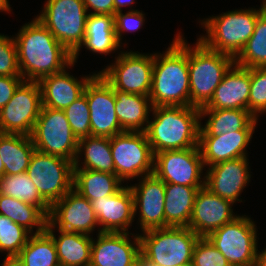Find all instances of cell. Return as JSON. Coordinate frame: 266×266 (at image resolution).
Instances as JSON below:
<instances>
[{
  "label": "cell",
  "instance_id": "ba28073f",
  "mask_svg": "<svg viewBox=\"0 0 266 266\" xmlns=\"http://www.w3.org/2000/svg\"><path fill=\"white\" fill-rule=\"evenodd\" d=\"M248 216H237L211 232L207 238L223 254L231 266H256L257 229Z\"/></svg>",
  "mask_w": 266,
  "mask_h": 266
},
{
  "label": "cell",
  "instance_id": "f907efd6",
  "mask_svg": "<svg viewBox=\"0 0 266 266\" xmlns=\"http://www.w3.org/2000/svg\"><path fill=\"white\" fill-rule=\"evenodd\" d=\"M5 175V167L0 156V178Z\"/></svg>",
  "mask_w": 266,
  "mask_h": 266
},
{
  "label": "cell",
  "instance_id": "d590c367",
  "mask_svg": "<svg viewBox=\"0 0 266 266\" xmlns=\"http://www.w3.org/2000/svg\"><path fill=\"white\" fill-rule=\"evenodd\" d=\"M234 60L245 68L266 67V9L258 16L252 36Z\"/></svg>",
  "mask_w": 266,
  "mask_h": 266
},
{
  "label": "cell",
  "instance_id": "7a4b0ae2",
  "mask_svg": "<svg viewBox=\"0 0 266 266\" xmlns=\"http://www.w3.org/2000/svg\"><path fill=\"white\" fill-rule=\"evenodd\" d=\"M179 32L162 54H154L150 101L156 106H190L188 43Z\"/></svg>",
  "mask_w": 266,
  "mask_h": 266
},
{
  "label": "cell",
  "instance_id": "8d00e7d4",
  "mask_svg": "<svg viewBox=\"0 0 266 266\" xmlns=\"http://www.w3.org/2000/svg\"><path fill=\"white\" fill-rule=\"evenodd\" d=\"M30 235L23 226L0 214V252H7L6 257H16Z\"/></svg>",
  "mask_w": 266,
  "mask_h": 266
},
{
  "label": "cell",
  "instance_id": "7bdbcfd3",
  "mask_svg": "<svg viewBox=\"0 0 266 266\" xmlns=\"http://www.w3.org/2000/svg\"><path fill=\"white\" fill-rule=\"evenodd\" d=\"M23 81L22 76H0V110L13 97L15 90Z\"/></svg>",
  "mask_w": 266,
  "mask_h": 266
},
{
  "label": "cell",
  "instance_id": "bcb514c9",
  "mask_svg": "<svg viewBox=\"0 0 266 266\" xmlns=\"http://www.w3.org/2000/svg\"><path fill=\"white\" fill-rule=\"evenodd\" d=\"M135 266H157V265H155L153 262H151L148 258H146L140 253L136 259Z\"/></svg>",
  "mask_w": 266,
  "mask_h": 266
},
{
  "label": "cell",
  "instance_id": "83f0119b",
  "mask_svg": "<svg viewBox=\"0 0 266 266\" xmlns=\"http://www.w3.org/2000/svg\"><path fill=\"white\" fill-rule=\"evenodd\" d=\"M85 48L93 53L110 54L121 46L116 38L114 16L88 14L85 37L81 47L73 54V62L77 63L80 49Z\"/></svg>",
  "mask_w": 266,
  "mask_h": 266
},
{
  "label": "cell",
  "instance_id": "30bf717a",
  "mask_svg": "<svg viewBox=\"0 0 266 266\" xmlns=\"http://www.w3.org/2000/svg\"><path fill=\"white\" fill-rule=\"evenodd\" d=\"M73 169L72 161L35 150L26 173L41 197L52 206L73 188Z\"/></svg>",
  "mask_w": 266,
  "mask_h": 266
},
{
  "label": "cell",
  "instance_id": "5bb4252c",
  "mask_svg": "<svg viewBox=\"0 0 266 266\" xmlns=\"http://www.w3.org/2000/svg\"><path fill=\"white\" fill-rule=\"evenodd\" d=\"M203 159L199 147L165 150L154 154L153 174L164 183L204 187Z\"/></svg>",
  "mask_w": 266,
  "mask_h": 266
},
{
  "label": "cell",
  "instance_id": "b9f144b4",
  "mask_svg": "<svg viewBox=\"0 0 266 266\" xmlns=\"http://www.w3.org/2000/svg\"><path fill=\"white\" fill-rule=\"evenodd\" d=\"M145 15L140 10H129L127 13L117 12L114 15L115 33L118 43L121 45L122 33L140 29L145 21Z\"/></svg>",
  "mask_w": 266,
  "mask_h": 266
},
{
  "label": "cell",
  "instance_id": "7dc6e473",
  "mask_svg": "<svg viewBox=\"0 0 266 266\" xmlns=\"http://www.w3.org/2000/svg\"><path fill=\"white\" fill-rule=\"evenodd\" d=\"M2 266H23V264L17 259V257H5Z\"/></svg>",
  "mask_w": 266,
  "mask_h": 266
},
{
  "label": "cell",
  "instance_id": "d6986e66",
  "mask_svg": "<svg viewBox=\"0 0 266 266\" xmlns=\"http://www.w3.org/2000/svg\"><path fill=\"white\" fill-rule=\"evenodd\" d=\"M247 157L219 162L205 172V187L212 193L233 204L250 182L251 174Z\"/></svg>",
  "mask_w": 266,
  "mask_h": 266
},
{
  "label": "cell",
  "instance_id": "52a82bcc",
  "mask_svg": "<svg viewBox=\"0 0 266 266\" xmlns=\"http://www.w3.org/2000/svg\"><path fill=\"white\" fill-rule=\"evenodd\" d=\"M38 19L73 55L83 44L88 16L82 0H47Z\"/></svg>",
  "mask_w": 266,
  "mask_h": 266
},
{
  "label": "cell",
  "instance_id": "60d3db41",
  "mask_svg": "<svg viewBox=\"0 0 266 266\" xmlns=\"http://www.w3.org/2000/svg\"><path fill=\"white\" fill-rule=\"evenodd\" d=\"M0 76H21L13 37L0 34Z\"/></svg>",
  "mask_w": 266,
  "mask_h": 266
},
{
  "label": "cell",
  "instance_id": "8992f818",
  "mask_svg": "<svg viewBox=\"0 0 266 266\" xmlns=\"http://www.w3.org/2000/svg\"><path fill=\"white\" fill-rule=\"evenodd\" d=\"M140 253L157 266H181L192 262L199 236L189 227H164L140 233Z\"/></svg>",
  "mask_w": 266,
  "mask_h": 266
},
{
  "label": "cell",
  "instance_id": "ac0fdd59",
  "mask_svg": "<svg viewBox=\"0 0 266 266\" xmlns=\"http://www.w3.org/2000/svg\"><path fill=\"white\" fill-rule=\"evenodd\" d=\"M102 232L92 239L89 266H135L140 254L139 234Z\"/></svg>",
  "mask_w": 266,
  "mask_h": 266
},
{
  "label": "cell",
  "instance_id": "44dd1931",
  "mask_svg": "<svg viewBox=\"0 0 266 266\" xmlns=\"http://www.w3.org/2000/svg\"><path fill=\"white\" fill-rule=\"evenodd\" d=\"M90 202L98 224L102 226L98 229V234L128 233V228L135 218L133 195L128 185H123L115 194Z\"/></svg>",
  "mask_w": 266,
  "mask_h": 266
},
{
  "label": "cell",
  "instance_id": "f546056e",
  "mask_svg": "<svg viewBox=\"0 0 266 266\" xmlns=\"http://www.w3.org/2000/svg\"><path fill=\"white\" fill-rule=\"evenodd\" d=\"M122 180L113 173L89 169H73V189L89 201L115 194L122 187Z\"/></svg>",
  "mask_w": 266,
  "mask_h": 266
},
{
  "label": "cell",
  "instance_id": "836d02e7",
  "mask_svg": "<svg viewBox=\"0 0 266 266\" xmlns=\"http://www.w3.org/2000/svg\"><path fill=\"white\" fill-rule=\"evenodd\" d=\"M23 266H57L59 260L53 238L46 232L31 234L16 256Z\"/></svg>",
  "mask_w": 266,
  "mask_h": 266
},
{
  "label": "cell",
  "instance_id": "ab89813d",
  "mask_svg": "<svg viewBox=\"0 0 266 266\" xmlns=\"http://www.w3.org/2000/svg\"><path fill=\"white\" fill-rule=\"evenodd\" d=\"M191 263L194 266H231L207 237H199L195 243Z\"/></svg>",
  "mask_w": 266,
  "mask_h": 266
},
{
  "label": "cell",
  "instance_id": "f35d334b",
  "mask_svg": "<svg viewBox=\"0 0 266 266\" xmlns=\"http://www.w3.org/2000/svg\"><path fill=\"white\" fill-rule=\"evenodd\" d=\"M249 112L258 119L266 112V67L250 68Z\"/></svg>",
  "mask_w": 266,
  "mask_h": 266
},
{
  "label": "cell",
  "instance_id": "4316f807",
  "mask_svg": "<svg viewBox=\"0 0 266 266\" xmlns=\"http://www.w3.org/2000/svg\"><path fill=\"white\" fill-rule=\"evenodd\" d=\"M45 231L53 238L62 266H89L93 237L59 229L57 231L60 235L56 237L55 227L49 221Z\"/></svg>",
  "mask_w": 266,
  "mask_h": 266
},
{
  "label": "cell",
  "instance_id": "e0dca14e",
  "mask_svg": "<svg viewBox=\"0 0 266 266\" xmlns=\"http://www.w3.org/2000/svg\"><path fill=\"white\" fill-rule=\"evenodd\" d=\"M134 200V215L142 232L165 227V183L154 174L143 176L140 182L129 186Z\"/></svg>",
  "mask_w": 266,
  "mask_h": 266
},
{
  "label": "cell",
  "instance_id": "816d5d0a",
  "mask_svg": "<svg viewBox=\"0 0 266 266\" xmlns=\"http://www.w3.org/2000/svg\"><path fill=\"white\" fill-rule=\"evenodd\" d=\"M181 266H194L192 263H187V264H184V265H181Z\"/></svg>",
  "mask_w": 266,
  "mask_h": 266
},
{
  "label": "cell",
  "instance_id": "7402d4cb",
  "mask_svg": "<svg viewBox=\"0 0 266 266\" xmlns=\"http://www.w3.org/2000/svg\"><path fill=\"white\" fill-rule=\"evenodd\" d=\"M250 68L233 64L215 89L210 101L200 109H243L249 111Z\"/></svg>",
  "mask_w": 266,
  "mask_h": 266
},
{
  "label": "cell",
  "instance_id": "3957f363",
  "mask_svg": "<svg viewBox=\"0 0 266 266\" xmlns=\"http://www.w3.org/2000/svg\"><path fill=\"white\" fill-rule=\"evenodd\" d=\"M145 134L153 154L198 146L200 108L195 106H156L151 110Z\"/></svg>",
  "mask_w": 266,
  "mask_h": 266
},
{
  "label": "cell",
  "instance_id": "8fae6325",
  "mask_svg": "<svg viewBox=\"0 0 266 266\" xmlns=\"http://www.w3.org/2000/svg\"><path fill=\"white\" fill-rule=\"evenodd\" d=\"M115 174L123 181L153 174L154 154L145 132L124 131L110 138Z\"/></svg>",
  "mask_w": 266,
  "mask_h": 266
},
{
  "label": "cell",
  "instance_id": "2e32d148",
  "mask_svg": "<svg viewBox=\"0 0 266 266\" xmlns=\"http://www.w3.org/2000/svg\"><path fill=\"white\" fill-rule=\"evenodd\" d=\"M48 221L59 230L89 236L99 225L91 202L73 188L51 206Z\"/></svg>",
  "mask_w": 266,
  "mask_h": 266
},
{
  "label": "cell",
  "instance_id": "e575fe53",
  "mask_svg": "<svg viewBox=\"0 0 266 266\" xmlns=\"http://www.w3.org/2000/svg\"><path fill=\"white\" fill-rule=\"evenodd\" d=\"M0 194L19 199L22 202L38 206L49 216L51 206L41 197L37 187L28 174H7L0 178Z\"/></svg>",
  "mask_w": 266,
  "mask_h": 266
},
{
  "label": "cell",
  "instance_id": "5b68a950",
  "mask_svg": "<svg viewBox=\"0 0 266 266\" xmlns=\"http://www.w3.org/2000/svg\"><path fill=\"white\" fill-rule=\"evenodd\" d=\"M195 45L194 48L188 45L190 106L202 108L235 60L231 55L207 48L199 39Z\"/></svg>",
  "mask_w": 266,
  "mask_h": 266
},
{
  "label": "cell",
  "instance_id": "4dcf8cb0",
  "mask_svg": "<svg viewBox=\"0 0 266 266\" xmlns=\"http://www.w3.org/2000/svg\"><path fill=\"white\" fill-rule=\"evenodd\" d=\"M34 151L31 136L0 133V156L5 167V175L25 173Z\"/></svg>",
  "mask_w": 266,
  "mask_h": 266
},
{
  "label": "cell",
  "instance_id": "603a6c76",
  "mask_svg": "<svg viewBox=\"0 0 266 266\" xmlns=\"http://www.w3.org/2000/svg\"><path fill=\"white\" fill-rule=\"evenodd\" d=\"M87 75L78 80L67 72L66 68L58 73L41 78L42 106L64 110L84 94L88 82L96 75Z\"/></svg>",
  "mask_w": 266,
  "mask_h": 266
},
{
  "label": "cell",
  "instance_id": "f6af8a7d",
  "mask_svg": "<svg viewBox=\"0 0 266 266\" xmlns=\"http://www.w3.org/2000/svg\"><path fill=\"white\" fill-rule=\"evenodd\" d=\"M135 1L134 0H114V9L115 13L117 12H122V7L124 6H130L133 4Z\"/></svg>",
  "mask_w": 266,
  "mask_h": 266
},
{
  "label": "cell",
  "instance_id": "9a60e30c",
  "mask_svg": "<svg viewBox=\"0 0 266 266\" xmlns=\"http://www.w3.org/2000/svg\"><path fill=\"white\" fill-rule=\"evenodd\" d=\"M84 94L90 111L91 136L113 137L124 132L116 116L114 88L97 73Z\"/></svg>",
  "mask_w": 266,
  "mask_h": 266
},
{
  "label": "cell",
  "instance_id": "277c9868",
  "mask_svg": "<svg viewBox=\"0 0 266 266\" xmlns=\"http://www.w3.org/2000/svg\"><path fill=\"white\" fill-rule=\"evenodd\" d=\"M266 9L263 0L259 9L228 11L202 20L207 35L198 38L207 48L236 57L252 36L258 16Z\"/></svg>",
  "mask_w": 266,
  "mask_h": 266
},
{
  "label": "cell",
  "instance_id": "cb8c5ba5",
  "mask_svg": "<svg viewBox=\"0 0 266 266\" xmlns=\"http://www.w3.org/2000/svg\"><path fill=\"white\" fill-rule=\"evenodd\" d=\"M254 131H235L220 136H199L198 147L205 166L247 157L249 142Z\"/></svg>",
  "mask_w": 266,
  "mask_h": 266
},
{
  "label": "cell",
  "instance_id": "f1b7e54d",
  "mask_svg": "<svg viewBox=\"0 0 266 266\" xmlns=\"http://www.w3.org/2000/svg\"><path fill=\"white\" fill-rule=\"evenodd\" d=\"M202 187L165 183V227H188L195 197Z\"/></svg>",
  "mask_w": 266,
  "mask_h": 266
},
{
  "label": "cell",
  "instance_id": "74e56055",
  "mask_svg": "<svg viewBox=\"0 0 266 266\" xmlns=\"http://www.w3.org/2000/svg\"><path fill=\"white\" fill-rule=\"evenodd\" d=\"M63 111L73 134L78 139L91 136L90 111L85 94L75 100Z\"/></svg>",
  "mask_w": 266,
  "mask_h": 266
},
{
  "label": "cell",
  "instance_id": "681fc988",
  "mask_svg": "<svg viewBox=\"0 0 266 266\" xmlns=\"http://www.w3.org/2000/svg\"><path fill=\"white\" fill-rule=\"evenodd\" d=\"M9 0H0V12H6L9 13L11 12V7L10 4L8 2Z\"/></svg>",
  "mask_w": 266,
  "mask_h": 266
},
{
  "label": "cell",
  "instance_id": "6da1fadb",
  "mask_svg": "<svg viewBox=\"0 0 266 266\" xmlns=\"http://www.w3.org/2000/svg\"><path fill=\"white\" fill-rule=\"evenodd\" d=\"M13 38L24 81H39L75 65L73 55L36 18L25 23Z\"/></svg>",
  "mask_w": 266,
  "mask_h": 266
},
{
  "label": "cell",
  "instance_id": "d4e9b609",
  "mask_svg": "<svg viewBox=\"0 0 266 266\" xmlns=\"http://www.w3.org/2000/svg\"><path fill=\"white\" fill-rule=\"evenodd\" d=\"M208 116L205 125H200L199 136H220L235 131H255L257 118L243 109H200V120Z\"/></svg>",
  "mask_w": 266,
  "mask_h": 266
},
{
  "label": "cell",
  "instance_id": "4fadbf2b",
  "mask_svg": "<svg viewBox=\"0 0 266 266\" xmlns=\"http://www.w3.org/2000/svg\"><path fill=\"white\" fill-rule=\"evenodd\" d=\"M41 107L38 81H23L0 110V133L31 136Z\"/></svg>",
  "mask_w": 266,
  "mask_h": 266
},
{
  "label": "cell",
  "instance_id": "1f68e13d",
  "mask_svg": "<svg viewBox=\"0 0 266 266\" xmlns=\"http://www.w3.org/2000/svg\"><path fill=\"white\" fill-rule=\"evenodd\" d=\"M82 152L84 153V162H81V166L79 159ZM74 168L115 174L110 138L88 136L78 139V149L74 160Z\"/></svg>",
  "mask_w": 266,
  "mask_h": 266
},
{
  "label": "cell",
  "instance_id": "ee69618b",
  "mask_svg": "<svg viewBox=\"0 0 266 266\" xmlns=\"http://www.w3.org/2000/svg\"><path fill=\"white\" fill-rule=\"evenodd\" d=\"M88 14L115 15L114 0H82ZM89 8L93 12H89Z\"/></svg>",
  "mask_w": 266,
  "mask_h": 266
},
{
  "label": "cell",
  "instance_id": "ffe728a7",
  "mask_svg": "<svg viewBox=\"0 0 266 266\" xmlns=\"http://www.w3.org/2000/svg\"><path fill=\"white\" fill-rule=\"evenodd\" d=\"M232 206V202L217 196L204 186L196 194L188 227L199 237H207L239 216L233 214Z\"/></svg>",
  "mask_w": 266,
  "mask_h": 266
},
{
  "label": "cell",
  "instance_id": "d6a6232c",
  "mask_svg": "<svg viewBox=\"0 0 266 266\" xmlns=\"http://www.w3.org/2000/svg\"><path fill=\"white\" fill-rule=\"evenodd\" d=\"M0 214L23 226L31 234H33L34 227H37L34 234L46 230L48 216L38 206L22 202L19 199L0 194Z\"/></svg>",
  "mask_w": 266,
  "mask_h": 266
},
{
  "label": "cell",
  "instance_id": "484cf974",
  "mask_svg": "<svg viewBox=\"0 0 266 266\" xmlns=\"http://www.w3.org/2000/svg\"><path fill=\"white\" fill-rule=\"evenodd\" d=\"M116 116L123 131L145 132L152 104L149 96L114 89Z\"/></svg>",
  "mask_w": 266,
  "mask_h": 266
},
{
  "label": "cell",
  "instance_id": "c3c4849f",
  "mask_svg": "<svg viewBox=\"0 0 266 266\" xmlns=\"http://www.w3.org/2000/svg\"><path fill=\"white\" fill-rule=\"evenodd\" d=\"M256 266H266V248L265 250L263 249L261 252L258 251Z\"/></svg>",
  "mask_w": 266,
  "mask_h": 266
},
{
  "label": "cell",
  "instance_id": "7c38bea8",
  "mask_svg": "<svg viewBox=\"0 0 266 266\" xmlns=\"http://www.w3.org/2000/svg\"><path fill=\"white\" fill-rule=\"evenodd\" d=\"M121 53V54H120ZM112 65L98 73L115 90L131 94L150 95L154 54H142L138 51H120Z\"/></svg>",
  "mask_w": 266,
  "mask_h": 266
},
{
  "label": "cell",
  "instance_id": "9c48e42d",
  "mask_svg": "<svg viewBox=\"0 0 266 266\" xmlns=\"http://www.w3.org/2000/svg\"><path fill=\"white\" fill-rule=\"evenodd\" d=\"M35 150L55 155L74 163L78 149V138L63 110L41 107L31 134Z\"/></svg>",
  "mask_w": 266,
  "mask_h": 266
}]
</instances>
